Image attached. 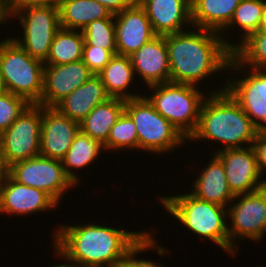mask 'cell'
<instances>
[{"instance_id":"6da1fadb","label":"cell","mask_w":266,"mask_h":267,"mask_svg":"<svg viewBox=\"0 0 266 267\" xmlns=\"http://www.w3.org/2000/svg\"><path fill=\"white\" fill-rule=\"evenodd\" d=\"M58 228L53 239L55 254L78 267H117L150 234L97 223Z\"/></svg>"},{"instance_id":"7a4b0ae2","label":"cell","mask_w":266,"mask_h":267,"mask_svg":"<svg viewBox=\"0 0 266 267\" xmlns=\"http://www.w3.org/2000/svg\"><path fill=\"white\" fill-rule=\"evenodd\" d=\"M165 36L170 82L196 86L212 73L228 68L232 50L220 33L195 28Z\"/></svg>"},{"instance_id":"3957f363","label":"cell","mask_w":266,"mask_h":267,"mask_svg":"<svg viewBox=\"0 0 266 267\" xmlns=\"http://www.w3.org/2000/svg\"><path fill=\"white\" fill-rule=\"evenodd\" d=\"M208 95L201 106L196 130L187 140L218 141L225 145L223 150L243 148L247 143V146H252L259 129L241 106L225 88Z\"/></svg>"},{"instance_id":"277c9868","label":"cell","mask_w":266,"mask_h":267,"mask_svg":"<svg viewBox=\"0 0 266 267\" xmlns=\"http://www.w3.org/2000/svg\"><path fill=\"white\" fill-rule=\"evenodd\" d=\"M169 214L191 232L214 241L229 253L227 207L202 201L190 193L158 197Z\"/></svg>"},{"instance_id":"5b68a950","label":"cell","mask_w":266,"mask_h":267,"mask_svg":"<svg viewBox=\"0 0 266 267\" xmlns=\"http://www.w3.org/2000/svg\"><path fill=\"white\" fill-rule=\"evenodd\" d=\"M182 83H162L149 86L152 96L145 97L155 110L188 139L196 130L200 109L206 98L197 87Z\"/></svg>"},{"instance_id":"8992f818","label":"cell","mask_w":266,"mask_h":267,"mask_svg":"<svg viewBox=\"0 0 266 267\" xmlns=\"http://www.w3.org/2000/svg\"><path fill=\"white\" fill-rule=\"evenodd\" d=\"M0 68L6 90L30 104L41 100L44 62L32 58L12 38L0 42Z\"/></svg>"},{"instance_id":"52a82bcc","label":"cell","mask_w":266,"mask_h":267,"mask_svg":"<svg viewBox=\"0 0 266 267\" xmlns=\"http://www.w3.org/2000/svg\"><path fill=\"white\" fill-rule=\"evenodd\" d=\"M125 112L136 126L139 150L160 154L172 151L187 140L145 96L125 100Z\"/></svg>"},{"instance_id":"ba28073f","label":"cell","mask_w":266,"mask_h":267,"mask_svg":"<svg viewBox=\"0 0 266 267\" xmlns=\"http://www.w3.org/2000/svg\"><path fill=\"white\" fill-rule=\"evenodd\" d=\"M10 17H18L21 27L24 28L23 41L20 38H11L32 58L45 62L55 34L61 28L58 6H18L10 12Z\"/></svg>"},{"instance_id":"9c48e42d","label":"cell","mask_w":266,"mask_h":267,"mask_svg":"<svg viewBox=\"0 0 266 267\" xmlns=\"http://www.w3.org/2000/svg\"><path fill=\"white\" fill-rule=\"evenodd\" d=\"M9 176L22 185L46 192L58 204L65 191L76 186L65 173L61 160L42 155L9 166Z\"/></svg>"},{"instance_id":"30bf717a","label":"cell","mask_w":266,"mask_h":267,"mask_svg":"<svg viewBox=\"0 0 266 267\" xmlns=\"http://www.w3.org/2000/svg\"><path fill=\"white\" fill-rule=\"evenodd\" d=\"M42 106L30 104L11 126L0 135L8 166L40 155Z\"/></svg>"},{"instance_id":"8fae6325","label":"cell","mask_w":266,"mask_h":267,"mask_svg":"<svg viewBox=\"0 0 266 267\" xmlns=\"http://www.w3.org/2000/svg\"><path fill=\"white\" fill-rule=\"evenodd\" d=\"M241 196V197H240ZM240 197V198H239ZM233 206H229L227 217L231 218V227H228L229 252L236 254L235 239L249 238L259 242L264 236L266 227V186L251 193L239 194ZM236 249V250H235Z\"/></svg>"},{"instance_id":"7c38bea8","label":"cell","mask_w":266,"mask_h":267,"mask_svg":"<svg viewBox=\"0 0 266 267\" xmlns=\"http://www.w3.org/2000/svg\"><path fill=\"white\" fill-rule=\"evenodd\" d=\"M214 153L222 161L228 187L234 196L255 192L266 186V179L260 180L261 174L252 146L219 149Z\"/></svg>"},{"instance_id":"4fadbf2b","label":"cell","mask_w":266,"mask_h":267,"mask_svg":"<svg viewBox=\"0 0 266 267\" xmlns=\"http://www.w3.org/2000/svg\"><path fill=\"white\" fill-rule=\"evenodd\" d=\"M250 71L252 73L242 79H229L223 87L252 123L259 130H266V67L252 68Z\"/></svg>"},{"instance_id":"5bb4252c","label":"cell","mask_w":266,"mask_h":267,"mask_svg":"<svg viewBox=\"0 0 266 267\" xmlns=\"http://www.w3.org/2000/svg\"><path fill=\"white\" fill-rule=\"evenodd\" d=\"M92 76L94 74L82 60L61 65L44 64L43 91L38 105L54 107Z\"/></svg>"},{"instance_id":"9a60e30c","label":"cell","mask_w":266,"mask_h":267,"mask_svg":"<svg viewBox=\"0 0 266 267\" xmlns=\"http://www.w3.org/2000/svg\"><path fill=\"white\" fill-rule=\"evenodd\" d=\"M114 22L118 55L131 56L157 36L146 11L138 2L114 14Z\"/></svg>"},{"instance_id":"2e32d148","label":"cell","mask_w":266,"mask_h":267,"mask_svg":"<svg viewBox=\"0 0 266 267\" xmlns=\"http://www.w3.org/2000/svg\"><path fill=\"white\" fill-rule=\"evenodd\" d=\"M79 131L78 122L61 114L54 107L42 106L40 155L62 160Z\"/></svg>"},{"instance_id":"e0dca14e","label":"cell","mask_w":266,"mask_h":267,"mask_svg":"<svg viewBox=\"0 0 266 267\" xmlns=\"http://www.w3.org/2000/svg\"><path fill=\"white\" fill-rule=\"evenodd\" d=\"M58 203L46 192L22 185L10 176L0 188V213L30 215L53 209Z\"/></svg>"},{"instance_id":"ac0fdd59","label":"cell","mask_w":266,"mask_h":267,"mask_svg":"<svg viewBox=\"0 0 266 267\" xmlns=\"http://www.w3.org/2000/svg\"><path fill=\"white\" fill-rule=\"evenodd\" d=\"M156 35L183 32V24L192 25L191 0H138Z\"/></svg>"},{"instance_id":"d6986e66","label":"cell","mask_w":266,"mask_h":267,"mask_svg":"<svg viewBox=\"0 0 266 267\" xmlns=\"http://www.w3.org/2000/svg\"><path fill=\"white\" fill-rule=\"evenodd\" d=\"M130 57L134 74L148 85L170 82L168 48L165 36H156Z\"/></svg>"},{"instance_id":"ffe728a7","label":"cell","mask_w":266,"mask_h":267,"mask_svg":"<svg viewBox=\"0 0 266 267\" xmlns=\"http://www.w3.org/2000/svg\"><path fill=\"white\" fill-rule=\"evenodd\" d=\"M241 0H191V21L194 28H201L220 33L224 43L233 51L236 44L225 37L234 12ZM223 34V35H222Z\"/></svg>"},{"instance_id":"44dd1931","label":"cell","mask_w":266,"mask_h":267,"mask_svg":"<svg viewBox=\"0 0 266 267\" xmlns=\"http://www.w3.org/2000/svg\"><path fill=\"white\" fill-rule=\"evenodd\" d=\"M111 98L98 75L59 101L54 108L79 124L98 105Z\"/></svg>"},{"instance_id":"7402d4cb","label":"cell","mask_w":266,"mask_h":267,"mask_svg":"<svg viewBox=\"0 0 266 267\" xmlns=\"http://www.w3.org/2000/svg\"><path fill=\"white\" fill-rule=\"evenodd\" d=\"M196 179L190 191L196 198L222 207L234 201L235 196L228 187L222 161L215 154Z\"/></svg>"},{"instance_id":"603a6c76","label":"cell","mask_w":266,"mask_h":267,"mask_svg":"<svg viewBox=\"0 0 266 267\" xmlns=\"http://www.w3.org/2000/svg\"><path fill=\"white\" fill-rule=\"evenodd\" d=\"M58 8L64 29L83 31L92 21L114 19V14L95 0H61Z\"/></svg>"},{"instance_id":"cb8c5ba5","label":"cell","mask_w":266,"mask_h":267,"mask_svg":"<svg viewBox=\"0 0 266 267\" xmlns=\"http://www.w3.org/2000/svg\"><path fill=\"white\" fill-rule=\"evenodd\" d=\"M125 111V100L109 98L98 104L80 123V130L102 144L107 141L110 129Z\"/></svg>"},{"instance_id":"d4e9b609","label":"cell","mask_w":266,"mask_h":267,"mask_svg":"<svg viewBox=\"0 0 266 267\" xmlns=\"http://www.w3.org/2000/svg\"><path fill=\"white\" fill-rule=\"evenodd\" d=\"M134 70L129 56L114 55L98 74L111 98L123 100L140 97L139 94L126 93L134 80ZM125 90V91H124Z\"/></svg>"},{"instance_id":"484cf974","label":"cell","mask_w":266,"mask_h":267,"mask_svg":"<svg viewBox=\"0 0 266 267\" xmlns=\"http://www.w3.org/2000/svg\"><path fill=\"white\" fill-rule=\"evenodd\" d=\"M103 148L104 145L101 142L92 139L81 130L75 135L71 146L61 161L65 173L76 185L80 178L72 170L88 167V165L98 158Z\"/></svg>"},{"instance_id":"4316f807","label":"cell","mask_w":266,"mask_h":267,"mask_svg":"<svg viewBox=\"0 0 266 267\" xmlns=\"http://www.w3.org/2000/svg\"><path fill=\"white\" fill-rule=\"evenodd\" d=\"M232 52L233 56L230 58L227 69L232 68L231 70L236 69L237 73L238 71L244 73L248 66L251 68L266 67V31L251 33L240 44L236 43V48Z\"/></svg>"},{"instance_id":"83f0119b","label":"cell","mask_w":266,"mask_h":267,"mask_svg":"<svg viewBox=\"0 0 266 267\" xmlns=\"http://www.w3.org/2000/svg\"><path fill=\"white\" fill-rule=\"evenodd\" d=\"M84 35L82 31L60 28L51 44L44 64L61 65L82 60Z\"/></svg>"},{"instance_id":"f1b7e54d","label":"cell","mask_w":266,"mask_h":267,"mask_svg":"<svg viewBox=\"0 0 266 267\" xmlns=\"http://www.w3.org/2000/svg\"><path fill=\"white\" fill-rule=\"evenodd\" d=\"M264 0H241L237 6L234 15L226 27L237 25L242 30L241 42L244 41L251 33L259 31V23L264 7Z\"/></svg>"},{"instance_id":"f546056e","label":"cell","mask_w":266,"mask_h":267,"mask_svg":"<svg viewBox=\"0 0 266 267\" xmlns=\"http://www.w3.org/2000/svg\"><path fill=\"white\" fill-rule=\"evenodd\" d=\"M83 46H96L117 55L114 19H98L89 23L82 31Z\"/></svg>"},{"instance_id":"4dcf8cb0","label":"cell","mask_w":266,"mask_h":267,"mask_svg":"<svg viewBox=\"0 0 266 267\" xmlns=\"http://www.w3.org/2000/svg\"><path fill=\"white\" fill-rule=\"evenodd\" d=\"M103 145L104 148L108 150H122V148L138 150V134L136 126L125 111L110 129L107 141Z\"/></svg>"},{"instance_id":"1f68e13d","label":"cell","mask_w":266,"mask_h":267,"mask_svg":"<svg viewBox=\"0 0 266 267\" xmlns=\"http://www.w3.org/2000/svg\"><path fill=\"white\" fill-rule=\"evenodd\" d=\"M29 105L30 103L25 98L14 95L9 91L0 94V135L11 126Z\"/></svg>"},{"instance_id":"d6a6232c","label":"cell","mask_w":266,"mask_h":267,"mask_svg":"<svg viewBox=\"0 0 266 267\" xmlns=\"http://www.w3.org/2000/svg\"><path fill=\"white\" fill-rule=\"evenodd\" d=\"M153 233L149 234L125 259H123L117 267H162L160 263H154V261L145 260V259H135L136 254H140L141 252L148 251L153 249V247L158 250V254L163 255L166 254V251L163 247L156 246V240L153 239ZM149 248V249H148Z\"/></svg>"},{"instance_id":"836d02e7","label":"cell","mask_w":266,"mask_h":267,"mask_svg":"<svg viewBox=\"0 0 266 267\" xmlns=\"http://www.w3.org/2000/svg\"><path fill=\"white\" fill-rule=\"evenodd\" d=\"M114 55L96 46H83L82 61L94 75H98Z\"/></svg>"},{"instance_id":"e575fe53","label":"cell","mask_w":266,"mask_h":267,"mask_svg":"<svg viewBox=\"0 0 266 267\" xmlns=\"http://www.w3.org/2000/svg\"><path fill=\"white\" fill-rule=\"evenodd\" d=\"M252 147L256 155L259 172L262 176L264 170H266V130L258 131Z\"/></svg>"},{"instance_id":"d590c367","label":"cell","mask_w":266,"mask_h":267,"mask_svg":"<svg viewBox=\"0 0 266 267\" xmlns=\"http://www.w3.org/2000/svg\"><path fill=\"white\" fill-rule=\"evenodd\" d=\"M104 5L110 10L112 14L119 13L125 8L131 7L138 2V0H95Z\"/></svg>"},{"instance_id":"8d00e7d4","label":"cell","mask_w":266,"mask_h":267,"mask_svg":"<svg viewBox=\"0 0 266 267\" xmlns=\"http://www.w3.org/2000/svg\"><path fill=\"white\" fill-rule=\"evenodd\" d=\"M9 13L18 6L53 5L59 6L61 0H6Z\"/></svg>"},{"instance_id":"74e56055","label":"cell","mask_w":266,"mask_h":267,"mask_svg":"<svg viewBox=\"0 0 266 267\" xmlns=\"http://www.w3.org/2000/svg\"><path fill=\"white\" fill-rule=\"evenodd\" d=\"M9 176V166L7 165L0 143V188Z\"/></svg>"},{"instance_id":"f35d334b","label":"cell","mask_w":266,"mask_h":267,"mask_svg":"<svg viewBox=\"0 0 266 267\" xmlns=\"http://www.w3.org/2000/svg\"><path fill=\"white\" fill-rule=\"evenodd\" d=\"M10 13L8 10L6 0H0V24L5 23V21L10 20ZM7 19V20H6Z\"/></svg>"},{"instance_id":"ab89813d","label":"cell","mask_w":266,"mask_h":267,"mask_svg":"<svg viewBox=\"0 0 266 267\" xmlns=\"http://www.w3.org/2000/svg\"><path fill=\"white\" fill-rule=\"evenodd\" d=\"M259 31H266V1L264 2L262 16L259 23Z\"/></svg>"},{"instance_id":"60d3db41","label":"cell","mask_w":266,"mask_h":267,"mask_svg":"<svg viewBox=\"0 0 266 267\" xmlns=\"http://www.w3.org/2000/svg\"><path fill=\"white\" fill-rule=\"evenodd\" d=\"M6 91H7L6 85H5V82H4L2 73H1V68H0V94L5 93Z\"/></svg>"},{"instance_id":"b9f144b4","label":"cell","mask_w":266,"mask_h":267,"mask_svg":"<svg viewBox=\"0 0 266 267\" xmlns=\"http://www.w3.org/2000/svg\"><path fill=\"white\" fill-rule=\"evenodd\" d=\"M69 262H71V265L70 264H58V265H55V266H53V267H78L74 262H72V261H69ZM73 263V264H72Z\"/></svg>"}]
</instances>
